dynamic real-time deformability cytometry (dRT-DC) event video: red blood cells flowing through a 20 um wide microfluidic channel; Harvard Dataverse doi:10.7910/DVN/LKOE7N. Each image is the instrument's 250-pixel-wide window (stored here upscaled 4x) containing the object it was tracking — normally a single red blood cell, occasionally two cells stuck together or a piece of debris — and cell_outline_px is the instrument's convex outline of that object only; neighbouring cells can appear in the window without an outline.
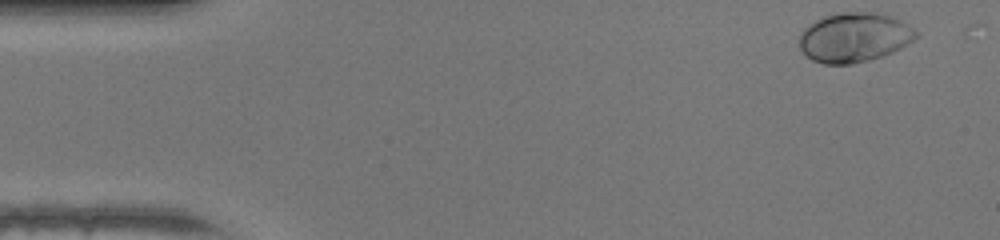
{"species": "human", "species_latin": "Homo sapiens", "temperature_condition": "warm", "stored_images_in_passage": 45, "camera_frame_rate_fps": 3000, "um_per_image_px": 0.085, "donor": {"sex": "female"}, "frame": {"image": 1, "passage_image": 1, "time_ms": 0.0, "image_size_px": [1000, 240], "cell_outline_px": [[920, 32], [908, 44], [884, 56], [852, 64], [824, 64], [812, 60], [800, 48], [800, 32], [808, 24], [824, 16], [840, 12], [880, 12], [892, 16], [900, 20]], "centroid_in_image_um": [72.62, 3.17], "position_along_channel_um": 12.4, "area_um2": 33.81}}
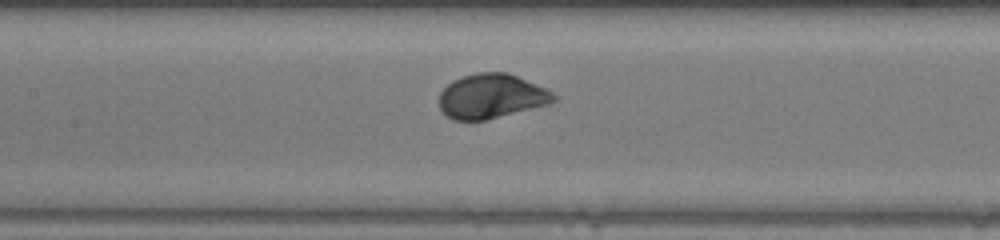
{"frame": {"image": 2, "passage_image": 20, "time_ms": 6.333, "image_size_px": [1000, 240], "cell_outline_px": [[556, 100], [552, 104], [484, 120], [452, 120], [440, 108], [440, 92], [452, 80], [460, 76], [476, 72], [508, 72], [548, 88], [556, 96]], "centroid_in_image_um": [41.8, 8.16], "position_along_channel_um": 165.6, "area_um2": 30.0}}
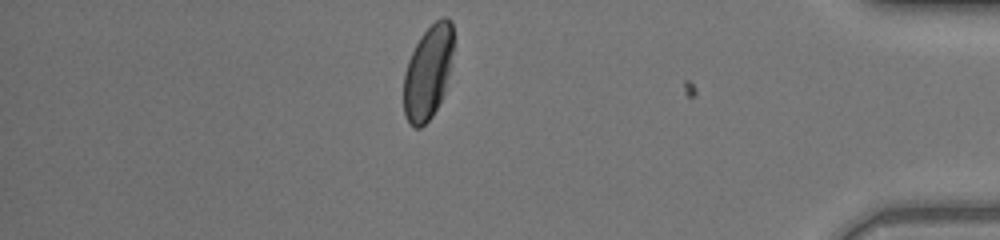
{"frame": {"image": 3, "passage_image": 39, "time_ms": 12.667, "image_size_px": [1000, 240], "cell_outline_px": [[452, 52], [448, 76], [444, 92], [432, 116], [420, 128], [416, 128], [408, 124], [404, 112], [404, 72], [408, 60], [420, 36], [436, 20], [444, 16], [452, 20]], "centroid_in_image_um": [36.36, 6.15], "position_along_channel_um": 398.8, "area_um2": 26.88}, "authors_computed_cell_mechanics": {"area_um2": 30.2872, "velocity_mm_per_s": 4.3353, "shape_relaxation_time_tau1_ms": 1.6451, "shape_relaxation_time_tau2_ms": null, "deformation_change_tau1": 0.1406, "deformation_change_tau2": null}}